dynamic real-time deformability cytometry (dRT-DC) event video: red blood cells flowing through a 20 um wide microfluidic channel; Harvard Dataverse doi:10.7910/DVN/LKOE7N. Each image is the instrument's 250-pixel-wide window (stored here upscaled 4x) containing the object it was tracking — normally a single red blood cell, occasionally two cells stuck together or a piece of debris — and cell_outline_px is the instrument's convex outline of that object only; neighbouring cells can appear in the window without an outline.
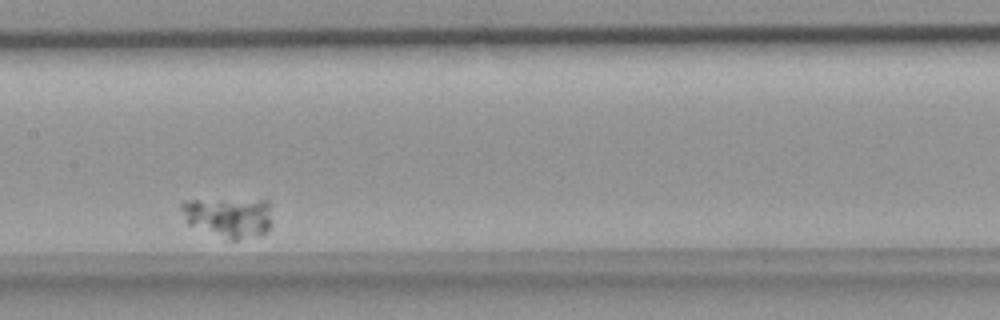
{"species": "common noctule bat (a hibernating species)", "species_latin": "Nyctalus noctula", "temperature_condition": "room temperature", "stored_images_in_passage": 4, "camera_frame_rate_fps": 3000, "um_per_image_px": 0.085, "animal": {"sex": "female", "body_mass_g": 18.4}, "frame": {"image": 1, "passage_image": 4, "time_ms": 1.0, "image_size_px": [1000, 320], "cell_outline_px": [[272, 224], [268, 232], [260, 236], [236, 240], [228, 240], [188, 224], [180, 208], [180, 204], [184, 200], [268, 200], [272, 204]], "centroid_in_image_um": [19.52, 18.47], "position_along_channel_um": 187.9, "area_um2": 21.73}}